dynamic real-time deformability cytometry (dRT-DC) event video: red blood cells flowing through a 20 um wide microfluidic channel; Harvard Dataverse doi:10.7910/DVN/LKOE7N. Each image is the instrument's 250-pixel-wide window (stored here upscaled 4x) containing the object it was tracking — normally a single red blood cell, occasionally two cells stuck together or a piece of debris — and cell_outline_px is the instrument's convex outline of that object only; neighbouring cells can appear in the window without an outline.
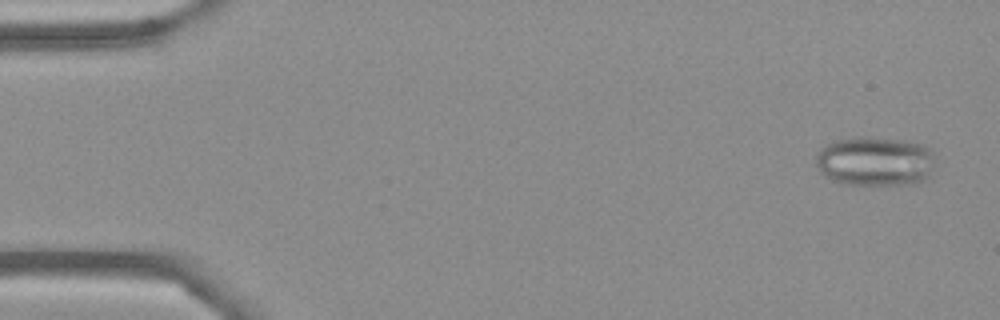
{"species": "Egyptian fruit bat (a non-hibernating species)", "species_latin": "Rousettus aegyptiacus", "temperature_condition": "cold", "stored_images_in_passage": 28, "camera_frame_rate_fps": 3000, "um_per_image_px": 0.085, "frame": {"image": 1, "passage_image": 3, "time_ms": 0.667, "image_size_px": [1000, 320], "cell_outline_px": [[936, 156], [932, 168], [928, 176], [924, 180], [916, 184], [840, 184], [824, 176], [820, 172], [816, 164], [816, 156], [820, 148], [836, 140], [860, 136], [864, 136], [904, 140], [924, 144]], "centroid_in_image_um": [74.38, 13.7], "position_along_channel_um": 10.6, "area_um2": 34.74}}
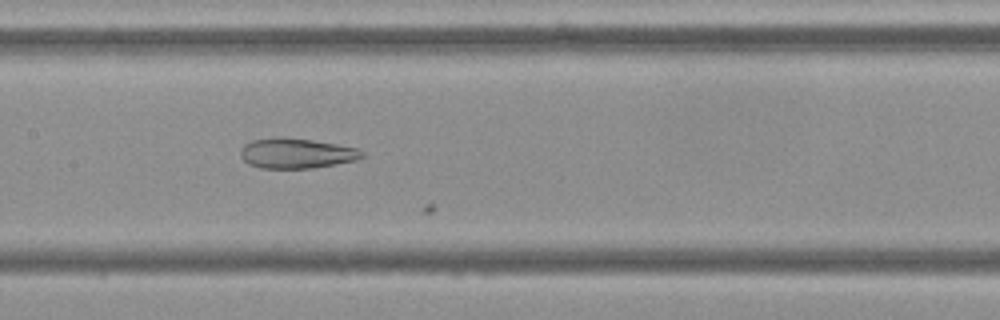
{"frame": {"image": 2, "passage_image": 27, "time_ms": 8.667, "image_size_px": [1000, 320], "cell_outline_px": [[364, 156], [356, 160], [336, 164], [312, 168], [260, 168], [248, 164], [240, 156], [240, 152], [244, 144], [252, 140], [276, 136], [280, 136], [312, 140], [336, 144], [356, 148], [364, 152]], "centroid_in_image_um": [25.17, 13.02], "position_along_channel_um": 182.2, "area_um2": 21.44}}